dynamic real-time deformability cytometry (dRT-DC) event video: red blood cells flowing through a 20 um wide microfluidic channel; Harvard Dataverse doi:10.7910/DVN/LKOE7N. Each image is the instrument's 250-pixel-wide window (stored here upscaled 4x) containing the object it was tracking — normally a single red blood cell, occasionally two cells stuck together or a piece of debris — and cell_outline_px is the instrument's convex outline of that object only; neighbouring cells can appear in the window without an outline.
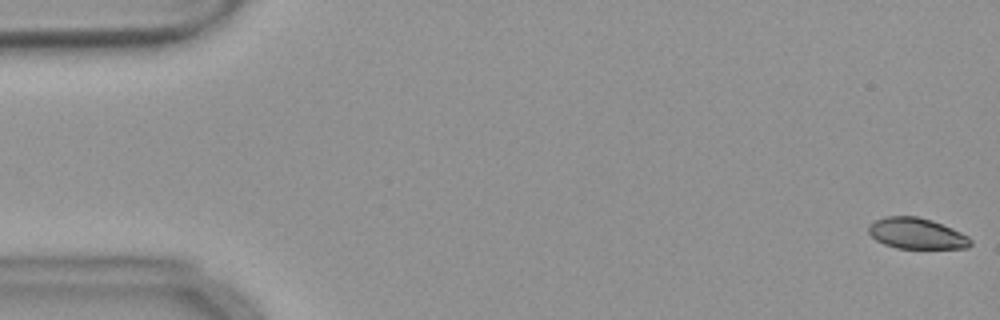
{"species": "common noctule bat (a hibernating species)", "species_latin": "Nyctalus noctula", "temperature_condition": "warm", "stored_images_in_passage": 55, "camera_frame_rate_fps": 3000, "um_per_image_px": 0.085, "animal": {"sex": "female", "body_mass_g": 18.4}, "frame": {"image": 1, "passage_image": 1, "time_ms": 0.0, "image_size_px": [1000, 320], "cell_outline_px": [[972, 244], [968, 248], [896, 248], [884, 244], [876, 240], [868, 232], [868, 224], [884, 216], [916, 216], [932, 220], [952, 228], [968, 236], [972, 240]], "centroid_in_image_um": [77.9, 19.84], "position_along_channel_um": 7.1, "area_um2": 18.44}}
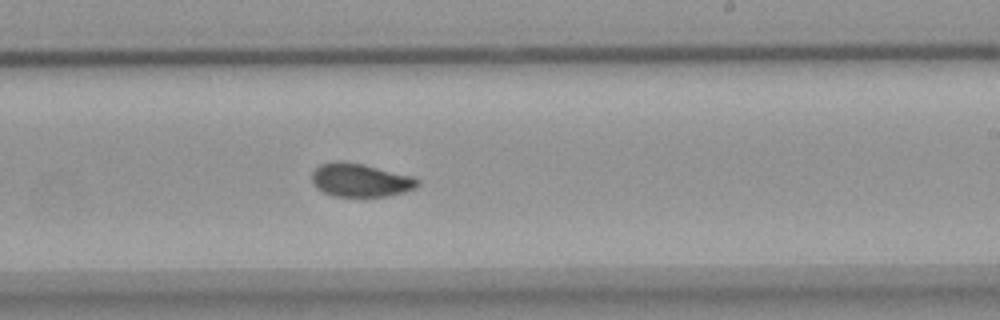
{"frame": {"image": 2, "passage_image": 33, "time_ms": 10.667, "image_size_px": [1000, 320], "cell_outline_px": [[420, 184], [416, 188], [404, 192], [388, 196], [332, 196], [316, 188], [312, 184], [312, 172], [320, 164], [336, 160], [360, 164], [412, 176], [420, 180]], "centroid_in_image_um": [30.61, 15.32], "position_along_channel_um": 258.4, "area_um2": 20.46}}
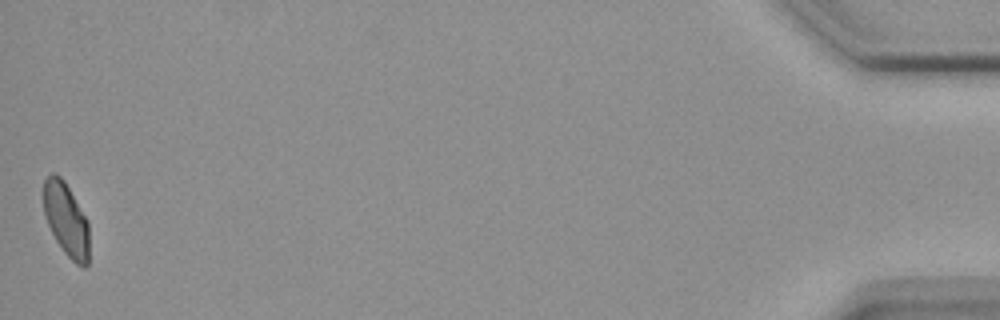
{"frame": {"image": 3, "passage_image": 55, "time_ms": 18.0, "image_size_px": [1000, 320], "cell_outline_px": [[88, 264], [84, 268], [76, 264], [64, 252], [56, 240], [48, 224], [44, 212], [44, 180], [52, 172], [56, 172], [64, 180], [88, 220]], "centroid_in_image_um": [5.63, 18.65], "position_along_channel_um": 429.6, "area_um2": 19.36}, "authors_computed_cell_mechanics": {"area_um2": 20.4034, "velocity_mm_per_s": 3.6637, "shape_relaxation_time_tau1_ms": 4.2342, "shape_relaxation_time_tau2_ms": 1.6999, "deformation_change_tau1": 0.1266, "deformation_change_tau2": 0.0521}}